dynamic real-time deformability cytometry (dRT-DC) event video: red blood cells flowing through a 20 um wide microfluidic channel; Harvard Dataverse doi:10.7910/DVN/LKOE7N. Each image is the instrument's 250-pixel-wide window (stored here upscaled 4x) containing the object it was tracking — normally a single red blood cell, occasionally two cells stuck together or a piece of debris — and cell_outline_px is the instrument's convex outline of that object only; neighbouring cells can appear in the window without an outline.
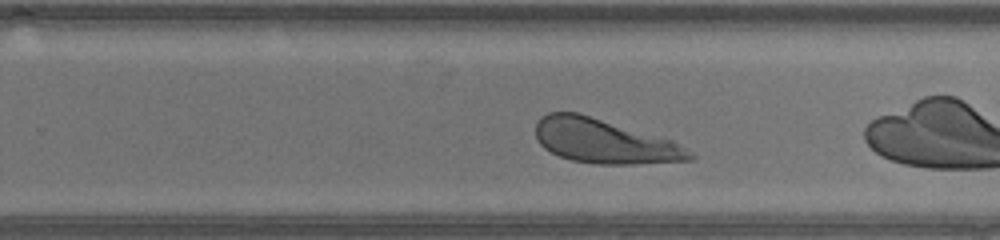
{"species": "human", "species_latin": "Homo sapiens", "temperature_condition": "warm", "stored_images_in_passage": 23, "camera_frame_rate_fps": 3000, "um_per_image_px": 0.085, "donor": {"sex": "male"}, "frame": {"image": 1, "passage_image": 14, "time_ms": 4.333, "image_size_px": [1000, 240], "cell_outline_px": [[696, 156], [692, 160], [636, 164], [592, 164], [572, 160], [560, 156], [544, 148], [536, 140], [536, 124], [540, 116], [548, 112], [580, 112], [672, 140], [688, 148]], "centroid_in_image_um": [51.37, 11.99], "position_along_channel_um": 278.4, "area_um2": 40.11}, "authors_computed_cell_mechanics": {"area_um2": 40.3444, "velocity_mm_per_s": 4.4201, "shape_relaxation_time_tau1_ms": 0.8149, "shape_relaxation_time_tau2_ms": null, "deformation_change_tau1": 0.1261, "deformation_change_tau2": null}}